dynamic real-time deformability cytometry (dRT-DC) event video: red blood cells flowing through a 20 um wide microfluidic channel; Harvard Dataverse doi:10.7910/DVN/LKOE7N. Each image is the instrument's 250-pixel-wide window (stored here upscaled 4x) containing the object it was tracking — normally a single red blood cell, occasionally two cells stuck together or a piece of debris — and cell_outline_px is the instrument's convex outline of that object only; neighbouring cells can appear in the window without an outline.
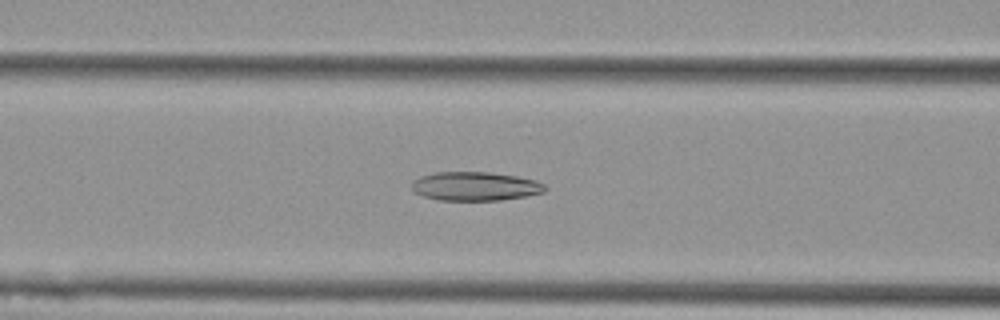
{"species": "Egyptian fruit bat (a non-hibernating species)", "species_latin": "Rousettus aegyptiacus", "temperature_condition": "cold", "stored_images_in_passage": 48, "camera_frame_rate_fps": 3000, "um_per_image_px": 0.085, "animal": {"sex": "female"}, "frame": {"image": 1, "passage_image": 16, "time_ms": 5.0, "image_size_px": [1000, 320], "cell_outline_px": [[548, 188], [544, 192], [524, 196], [500, 200], [440, 200], [424, 196], [416, 192], [412, 188], [412, 180], [420, 176], [436, 172], [488, 172], [516, 176], [536, 180], [544, 184]], "centroid_in_image_um": [40.4, 15.82], "position_along_channel_um": 126.2, "area_um2": 22.31}}
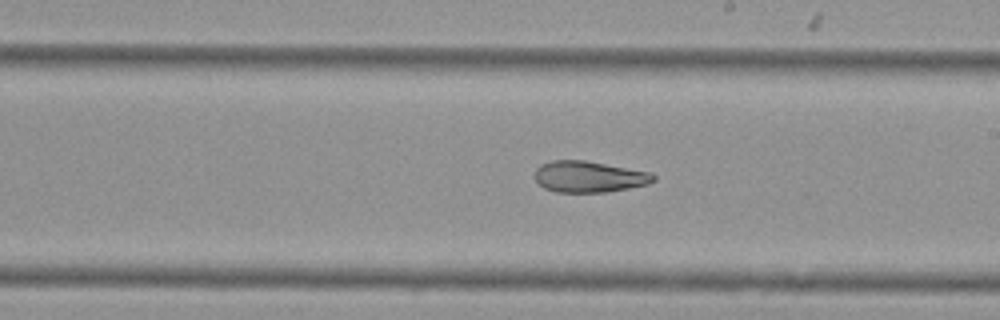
{"frame": {"image": 2, "passage_image": 25, "time_ms": 8.0, "image_size_px": [1000, 320], "cell_outline_px": [[656, 180], [648, 184], [608, 192], [556, 192], [544, 188], [536, 180], [536, 168], [540, 164], [552, 160], [584, 160], [652, 172], [656, 176]], "centroid_in_image_um": [50.09, 15.02], "position_along_channel_um": 238.9, "area_um2": 21.68}}
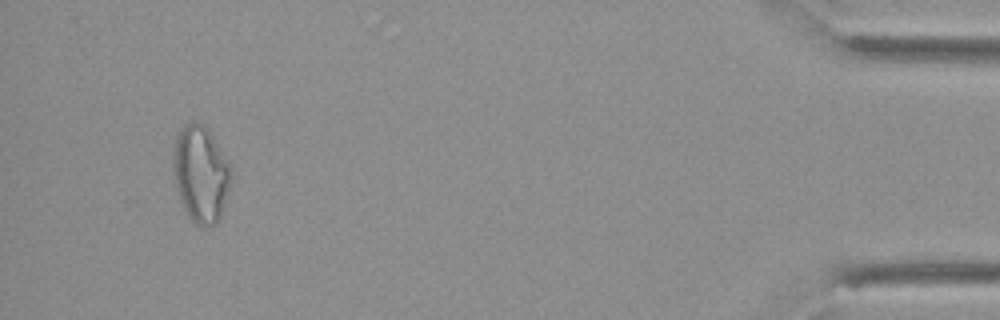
{"frame": {"image": 3, "passage_image": 45, "time_ms": 14.667, "image_size_px": [1000, 320], "cell_outline_px": [[232, 180], [220, 216], [216, 224], [204, 228], [196, 224], [192, 220], [184, 208], [180, 200], [172, 168], [172, 152], [176, 136], [184, 124], [204, 124], [232, 168]], "centroid_in_image_um": [17.06, 14.81], "position_along_channel_um": 418.1, "area_um2": 32.37}, "authors_computed_cell_mechanics": {"area_um2": 24.7384, "velocity_mm_per_s": 3.7699, "shape_relaxation_time_tau1_ms": null, "shape_relaxation_time_tau2_ms": 7.5865, "deformation_change_tau1": null, "deformation_change_tau2": 0.1604}}